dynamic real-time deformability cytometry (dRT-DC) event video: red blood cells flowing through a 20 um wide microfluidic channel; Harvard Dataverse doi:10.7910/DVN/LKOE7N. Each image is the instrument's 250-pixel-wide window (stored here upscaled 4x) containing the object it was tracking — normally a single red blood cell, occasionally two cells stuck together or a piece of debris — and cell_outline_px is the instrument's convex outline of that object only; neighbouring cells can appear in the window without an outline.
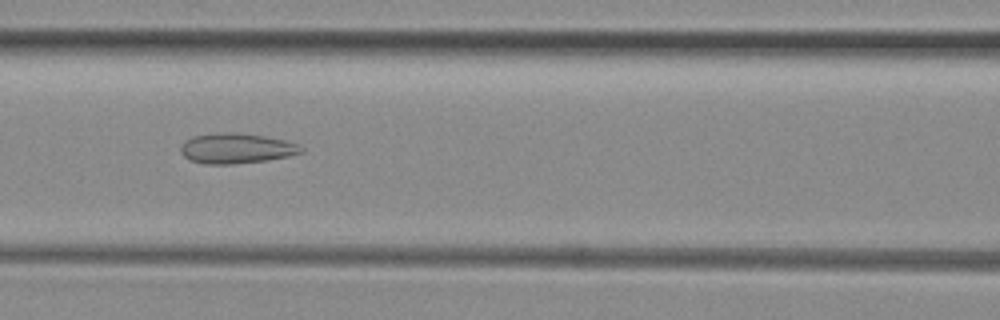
{"species": "common noctule bat (a hibernating species)", "species_latin": "Nyctalus noctula", "temperature_condition": "room temperature", "stored_images_in_passage": 31, "camera_frame_rate_fps": 3000, "um_per_image_px": 0.085, "animal": {"sex": "female", "body_mass_g": 29.2, "forearm_length_mm": 56.3}, "frame": {"image": 1, "passage_image": 13, "time_ms": 4.0, "image_size_px": [1000, 320], "cell_outline_px": [[304, 152], [288, 156], [268, 160], [232, 164], [204, 164], [188, 160], [180, 152], [180, 144], [184, 140], [192, 136], [216, 132], [236, 132], [264, 136], [284, 140], [296, 144], [304, 148]], "centroid_in_image_um": [20.03, 12.6], "position_along_channel_um": 146.6, "area_um2": 21.5}}
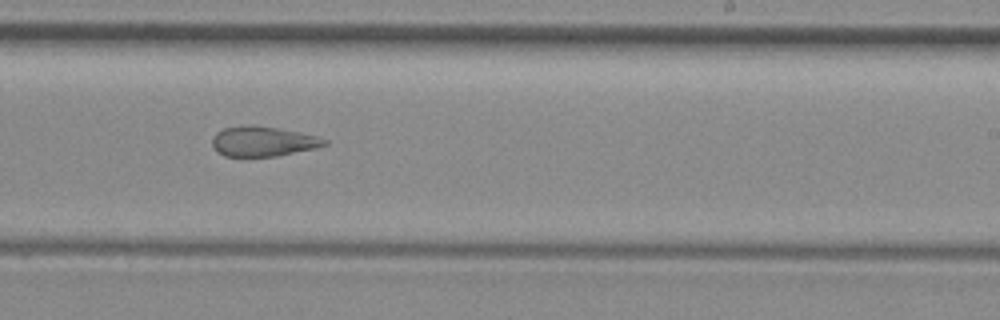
{"frame": {"image": 2, "passage_image": 22, "time_ms": 7.0, "image_size_px": [1000, 320], "cell_outline_px": [[328, 144], [316, 148], [276, 156], [224, 156], [216, 152], [212, 144], [212, 140], [216, 132], [224, 128], [244, 124], [248, 124], [276, 128], [316, 136], [328, 140]], "centroid_in_image_um": [22.32, 12.02], "position_along_channel_um": 266.7, "area_um2": 19.54}}
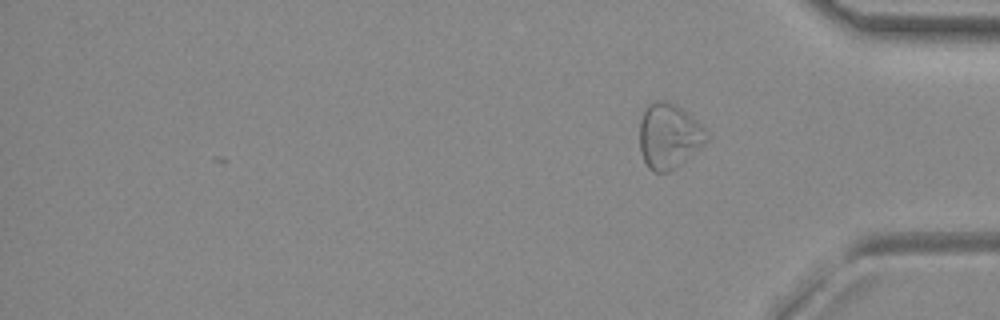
{"frame": {"image": 3, "passage_image": 31, "time_ms": 10.0, "image_size_px": [1000, 320], "cell_outline_px": [[708, 140], [668, 172], [652, 172], [648, 168], [640, 152], [640, 120], [644, 108], [648, 104], [656, 100], [664, 100], [676, 104], [704, 124], [708, 132]], "centroid_in_image_um": [56.85, 11.51], "position_along_channel_um": 378.4, "area_um2": 25.49}, "authors_computed_cell_mechanics": {"area_um2": 21.1548, "velocity_mm_per_s": 4.0188, "shape_relaxation_time_tau1_ms": null, "shape_relaxation_time_tau2_ms": 1.4625, "deformation_change_tau1": null, "deformation_change_tau2": 0.0922}}